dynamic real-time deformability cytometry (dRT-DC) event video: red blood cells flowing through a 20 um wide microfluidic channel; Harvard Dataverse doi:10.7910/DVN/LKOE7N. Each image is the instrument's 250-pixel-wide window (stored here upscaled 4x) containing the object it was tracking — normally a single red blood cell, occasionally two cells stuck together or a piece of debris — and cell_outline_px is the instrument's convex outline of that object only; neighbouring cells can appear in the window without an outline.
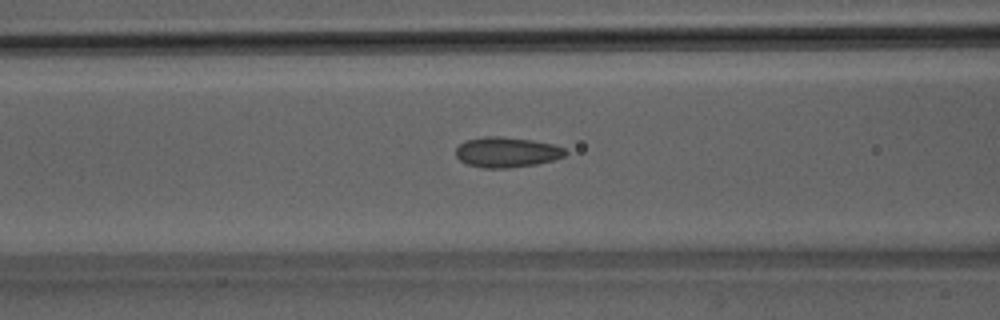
{"species": "Egyptian fruit bat (a non-hibernating species)", "species_latin": "Rousettus aegyptiacus", "temperature_condition": "room temperature", "stored_images_in_passage": 46, "camera_frame_rate_fps": 3000, "um_per_image_px": 0.085, "animal": {"sex": "male"}, "frame": {"image": 1, "passage_image": 16, "time_ms": 5.0, "image_size_px": [1000, 320], "cell_outline_px": [[568, 152], [564, 156], [552, 160], [536, 164], [508, 168], [484, 168], [468, 164], [460, 160], [456, 156], [456, 148], [464, 140], [484, 136], [500, 136], [532, 140], [552, 144], [564, 148]], "centroid_in_image_um": [43.05, 12.93], "position_along_channel_um": 123.5, "area_um2": 19.31}}
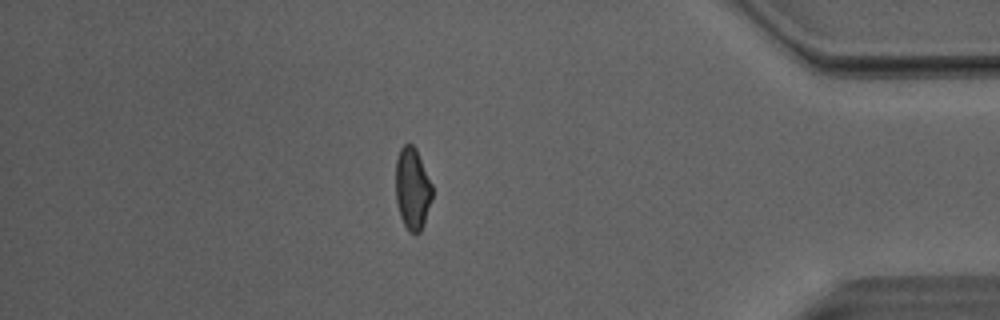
{"frame": {"image": 2, "passage_image": 39, "time_ms": 12.667, "image_size_px": [1000, 320], "cell_outline_px": [[432, 196], [424, 224], [420, 232], [416, 236], [408, 232], [400, 216], [396, 200], [396, 160], [400, 148], [404, 144], [412, 144], [416, 148], [432, 184]], "centroid_in_image_um": [35.05, 16.06], "position_along_channel_um": 400.1, "area_um2": 17.57}}
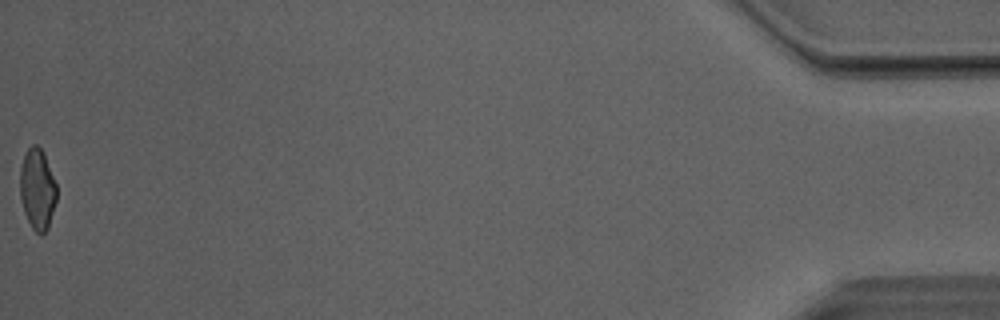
{"frame": {"image": 3, "passage_image": 46, "time_ms": 15.0, "image_size_px": [1000, 320], "cell_outline_px": [[56, 200], [48, 228], [40, 236], [32, 228], [24, 212], [20, 200], [20, 168], [24, 156], [28, 148], [32, 144], [36, 144], [44, 152], [56, 184]], "centroid_in_image_um": [3.17, 16.07], "position_along_channel_um": 432.0, "area_um2": 17.28}, "authors_computed_cell_mechanics": {"area_um2": 18.3515, "velocity_mm_per_s": 4.0992, "shape_relaxation_time_tau1_ms": null, "shape_relaxation_time_tau2_ms": 1.4614, "deformation_change_tau1": null, "deformation_change_tau2": 0.0582}}